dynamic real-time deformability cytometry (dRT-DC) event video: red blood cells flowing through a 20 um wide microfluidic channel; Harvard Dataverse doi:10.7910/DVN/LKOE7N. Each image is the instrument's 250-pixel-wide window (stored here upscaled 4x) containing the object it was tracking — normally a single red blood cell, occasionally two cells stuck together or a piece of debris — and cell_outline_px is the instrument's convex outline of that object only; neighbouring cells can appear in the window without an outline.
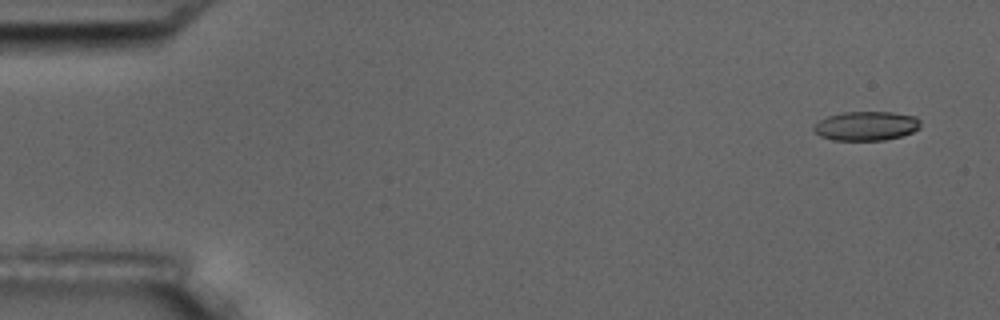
{"species": "common noctule bat (a hibernating species)", "species_latin": "Nyctalus noctula", "temperature_condition": "room temperature", "stored_images_in_passage": 5, "camera_frame_rate_fps": 3000, "um_per_image_px": 0.085, "animal": {"sex": "male", "body_mass_g": 17.5, "forearm_length_mm": 52.3}, "frame": {"image": 1, "passage_image": 1, "time_ms": 0.0, "image_size_px": [1000, 320], "cell_outline_px": [[920, 128], [912, 132], [900, 136], [884, 140], [832, 140], [820, 136], [812, 128], [820, 120], [828, 116], [844, 112], [892, 112], [916, 116], [920, 120]], "centroid_in_image_um": [73.65, 10.7], "position_along_channel_um": 11.4, "area_um2": 18.09}}
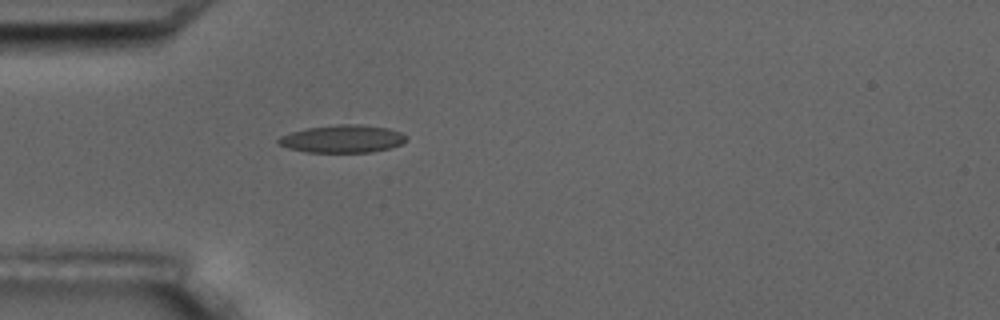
{"frame": {"image": 2, "passage_image": 5, "time_ms": 4.667, "image_size_px": [1000, 320], "cell_outline_px": [[408, 140], [400, 144], [388, 148], [368, 152], [308, 152], [288, 148], [280, 144], [276, 140], [280, 136], [292, 132], [308, 128], [336, 124], [360, 124], [388, 128], [400, 132], [408, 136]], "centroid_in_image_um": [29.13, 11.79], "position_along_channel_um": 55.9, "area_um2": 20.52}}